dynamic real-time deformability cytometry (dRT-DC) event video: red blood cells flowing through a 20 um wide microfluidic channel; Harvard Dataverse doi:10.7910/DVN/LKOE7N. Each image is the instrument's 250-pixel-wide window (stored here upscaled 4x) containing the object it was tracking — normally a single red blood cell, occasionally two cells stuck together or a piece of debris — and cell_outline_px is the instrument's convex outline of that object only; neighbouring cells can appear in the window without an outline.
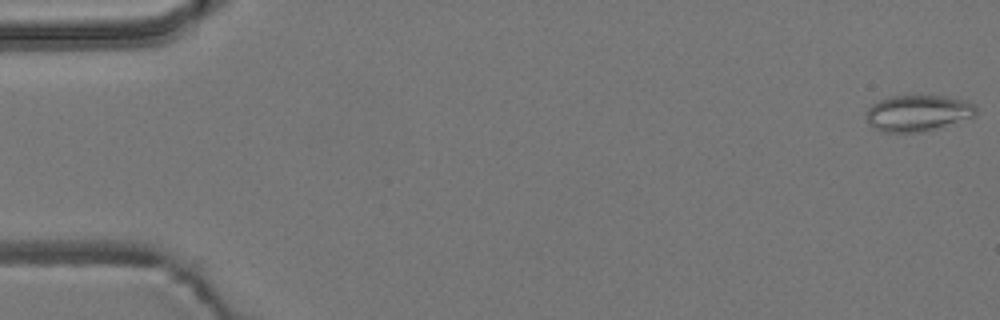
{"species": "common noctule bat (a hibernating species)", "species_latin": "Nyctalus noctula", "temperature_condition": "room temperature", "stored_images_in_passage": 10, "camera_frame_rate_fps": 3000, "um_per_image_px": 0.085, "animal": {"sex": "male", "body_mass_g": 19.2, "forearm_length_mm": 51.8}, "frame": {"image": 1, "passage_image": 1, "time_ms": 0.0, "image_size_px": [1000, 320], "cell_outline_px": [[976, 112], [972, 116], [920, 132], [880, 132], [872, 128], [868, 120], [868, 108], [872, 104], [880, 100], [892, 96], [944, 96], [968, 100], [976, 104]], "centroid_in_image_um": [77.99, 9.6], "position_along_channel_um": 7.0, "area_um2": 22.72}}
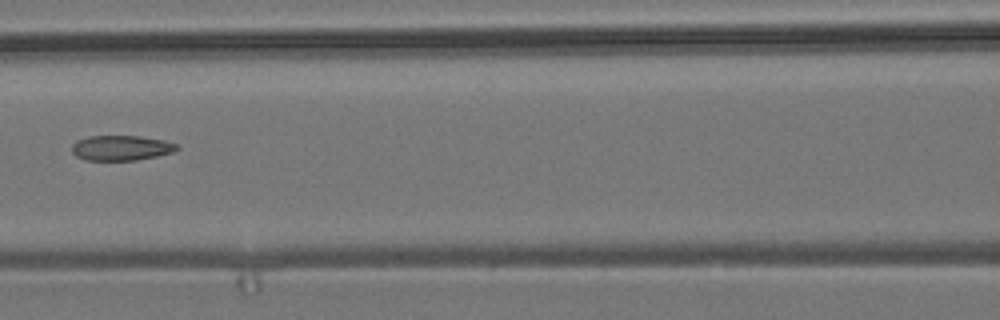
{"frame": {"image": 2, "passage_image": 7, "time_ms": 2.0, "image_size_px": [1000, 320], "cell_outline_px": [[180, 148], [172, 152], [156, 156], [136, 160], [84, 160], [76, 156], [72, 152], [72, 144], [76, 140], [88, 136], [140, 136], [164, 140], [176, 144]], "centroid_in_image_um": [10.27, 12.57], "position_along_channel_um": 156.3, "area_um2": 15.37}}
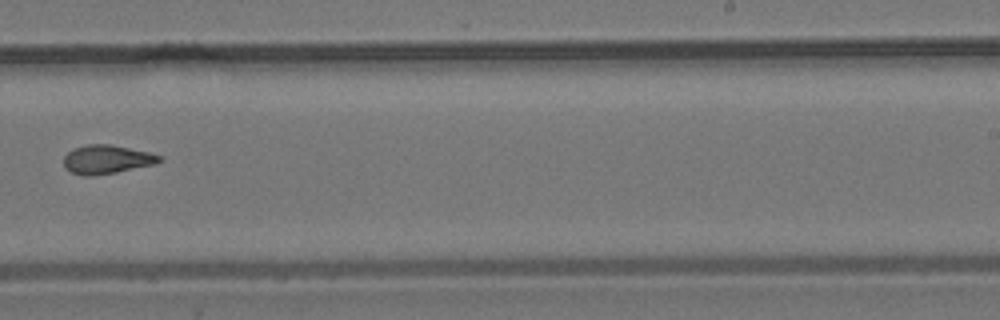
{"frame": {"image": 3, "passage_image": 10, "time_ms": 3.0, "image_size_px": [1000, 320], "cell_outline_px": [[160, 160], [156, 164], [116, 172], [92, 176], [84, 176], [72, 172], [64, 168], [64, 156], [72, 148], [88, 144], [112, 144], [148, 152], [160, 156]], "centroid_in_image_um": [9.03, 13.54], "position_along_channel_um": 280.0, "area_um2": 16.01}}